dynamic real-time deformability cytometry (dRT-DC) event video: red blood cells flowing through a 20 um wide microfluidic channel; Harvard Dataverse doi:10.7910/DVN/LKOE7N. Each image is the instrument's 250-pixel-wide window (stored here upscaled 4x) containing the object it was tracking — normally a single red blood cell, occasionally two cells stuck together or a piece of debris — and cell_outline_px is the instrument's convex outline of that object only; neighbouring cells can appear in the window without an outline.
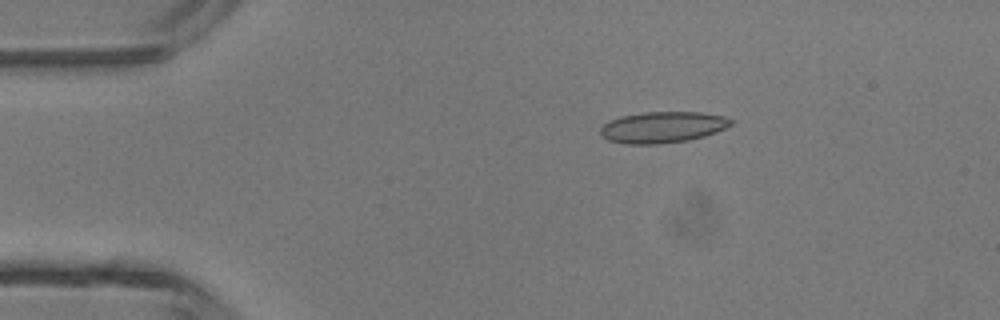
{"species": "common noctule bat (a hibernating species)", "species_latin": "Nyctalus noctula", "temperature_condition": "room temperature", "stored_images_in_passage": 4, "camera_frame_rate_fps": 3000, "um_per_image_px": 0.085, "animal": {"sex": "male", "body_mass_g": 13.3}, "frame": {"image": 1, "passage_image": 2, "time_ms": 0.333, "image_size_px": [1000, 320], "cell_outline_px": [[736, 120], [732, 124], [716, 132], [704, 136], [688, 140], [660, 144], [624, 144], [608, 140], [600, 136], [600, 128], [608, 120], [620, 116], [644, 112], [700, 112], [724, 116]], "centroid_in_image_um": [56.3, 10.81], "position_along_channel_um": 28.7, "area_um2": 23.99}}